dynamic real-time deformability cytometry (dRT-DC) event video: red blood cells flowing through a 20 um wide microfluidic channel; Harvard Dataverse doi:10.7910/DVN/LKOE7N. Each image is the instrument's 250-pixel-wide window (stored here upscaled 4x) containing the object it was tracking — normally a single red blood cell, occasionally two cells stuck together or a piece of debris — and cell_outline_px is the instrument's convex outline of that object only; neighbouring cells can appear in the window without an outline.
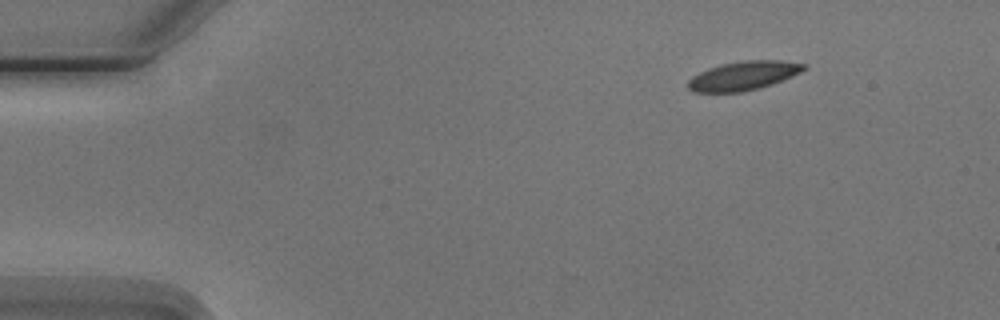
{"species": "Egyptian fruit bat (a non-hibernating species)", "species_latin": "Rousettus aegyptiacus", "temperature_condition": "cold", "stored_images_in_passage": 4, "camera_frame_rate_fps": 3000, "um_per_image_px": 0.085, "animal": {"sex": "male"}, "frame": {"image": 1, "passage_image": 1, "time_ms": 0.0, "image_size_px": [1000, 320], "cell_outline_px": [[808, 68], [792, 76], [772, 84], [760, 88], [740, 92], [692, 92], [688, 88], [688, 80], [692, 76], [708, 68], [724, 64], [744, 60], [780, 60], [808, 64]], "centroid_in_image_um": [63.21, 6.43], "position_along_channel_um": 21.8, "area_um2": 19.54}}
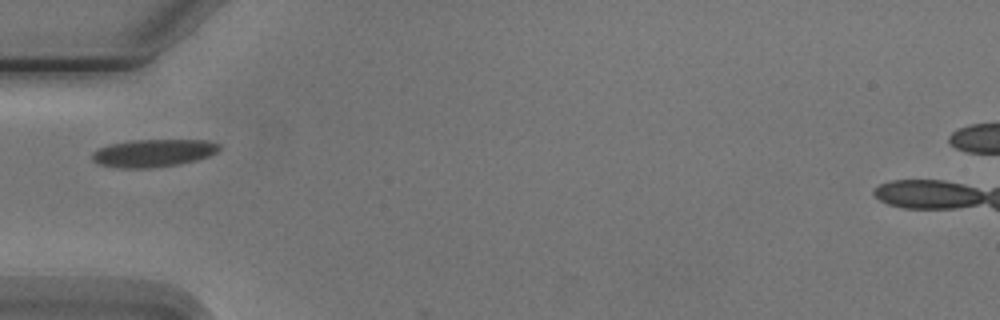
{"frame": {"image": 2, "passage_image": 4, "time_ms": 3.667, "image_size_px": [1000, 320], "cell_outline_px": [[220, 148], [216, 152], [208, 156], [196, 160], [180, 164], [148, 168], [124, 168], [100, 164], [92, 160], [92, 152], [108, 144], [132, 140], [208, 140], [220, 144]], "centroid_in_image_um": [13.04, 13.0], "position_along_channel_um": 72.0, "area_um2": 20.4}}